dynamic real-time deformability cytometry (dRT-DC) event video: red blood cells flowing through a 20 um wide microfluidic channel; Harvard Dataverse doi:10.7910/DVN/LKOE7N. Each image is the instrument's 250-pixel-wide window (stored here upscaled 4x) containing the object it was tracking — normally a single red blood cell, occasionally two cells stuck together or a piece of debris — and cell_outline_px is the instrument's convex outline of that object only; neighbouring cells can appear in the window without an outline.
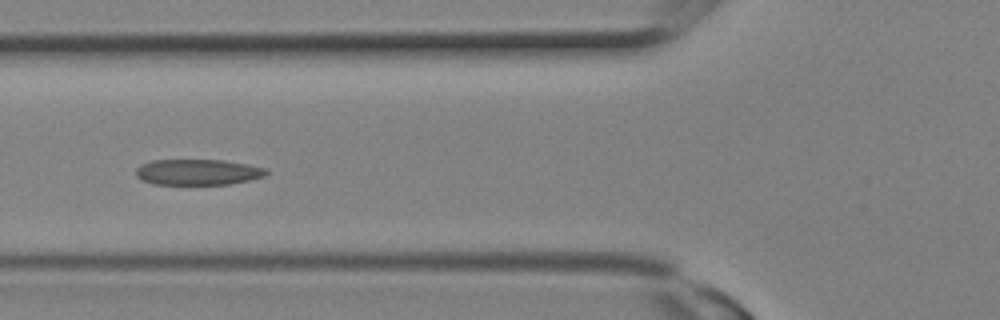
{"species": "Egyptian fruit bat (a non-hibernating species)", "species_latin": "Rousettus aegyptiacus", "temperature_condition": "room temperature", "stored_images_in_passage": 11, "camera_frame_rate_fps": 3000, "um_per_image_px": 0.085, "animal": {"sex": "female"}, "frame": {"image": 1, "passage_image": 5, "time_ms": 1.333, "image_size_px": [1000, 320], "cell_outline_px": [[268, 172], [264, 176], [248, 180], [228, 184], [152, 184], [140, 180], [136, 176], [136, 168], [140, 164], [152, 160], [224, 160], [248, 164], [264, 168]], "centroid_in_image_um": [16.76, 14.62], "position_along_channel_um": 109.0, "area_um2": 19.59}}
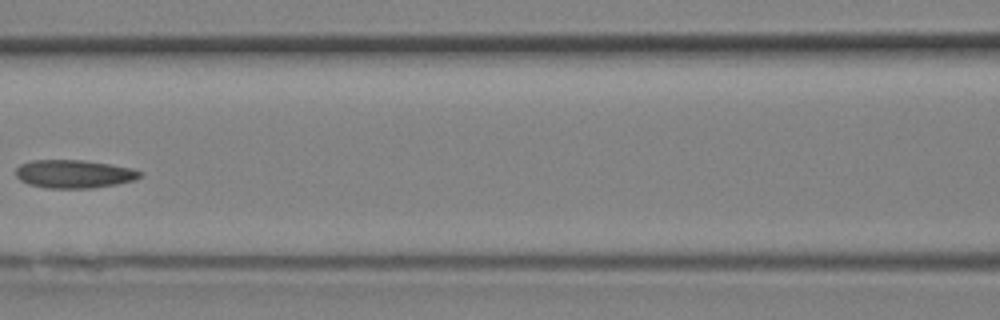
{"frame": {"image": 2, "passage_image": 7, "time_ms": 2.0, "image_size_px": [1000, 320], "cell_outline_px": [[144, 172], [140, 176], [132, 180], [116, 184], [92, 188], [48, 188], [28, 184], [20, 180], [16, 176], [16, 168], [20, 164], [32, 160], [80, 160], [108, 164], [132, 168]], "centroid_in_image_um": [6.26, 14.78], "position_along_channel_um": 160.3, "area_um2": 20.29}}